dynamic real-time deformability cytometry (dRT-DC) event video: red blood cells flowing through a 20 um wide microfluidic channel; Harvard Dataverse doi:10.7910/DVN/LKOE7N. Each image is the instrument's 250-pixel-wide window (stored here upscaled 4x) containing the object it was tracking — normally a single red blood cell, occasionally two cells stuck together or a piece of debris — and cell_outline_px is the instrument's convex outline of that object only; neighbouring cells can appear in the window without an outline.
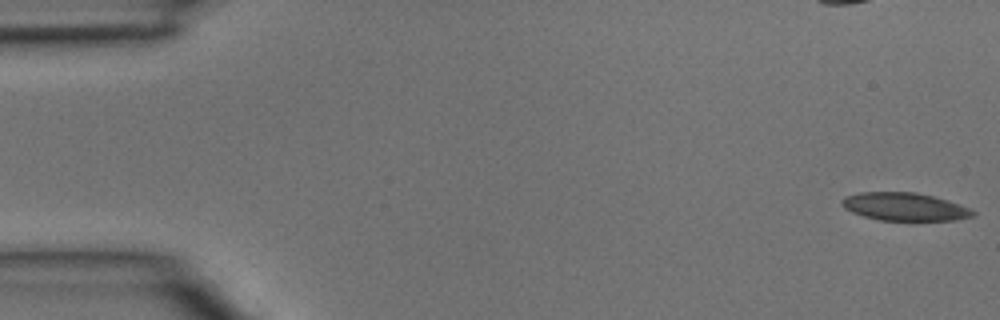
{"species": "common noctule bat (a hibernating species)", "species_latin": "Nyctalus noctula", "temperature_condition": "room temperature", "stored_images_in_passage": 5, "segment_of_instrument_passage": [1, 2], "camera_frame_rate_fps": 3000, "um_per_image_px": 0.085, "animal": {"sex": "male", "body_mass_g": 15.6}, "frame": {"image": 1, "passage_image": 1, "time_ms": 0.0, "image_size_px": [1000, 320], "cell_outline_px": [[976, 216], [956, 220], [880, 220], [864, 216], [852, 212], [844, 208], [840, 204], [840, 200], [844, 196], [860, 192], [916, 192], [948, 200], [968, 208], [976, 212]], "centroid_in_image_um": [76.87, 17.56], "position_along_channel_um": 8.1, "area_um2": 21.39}}